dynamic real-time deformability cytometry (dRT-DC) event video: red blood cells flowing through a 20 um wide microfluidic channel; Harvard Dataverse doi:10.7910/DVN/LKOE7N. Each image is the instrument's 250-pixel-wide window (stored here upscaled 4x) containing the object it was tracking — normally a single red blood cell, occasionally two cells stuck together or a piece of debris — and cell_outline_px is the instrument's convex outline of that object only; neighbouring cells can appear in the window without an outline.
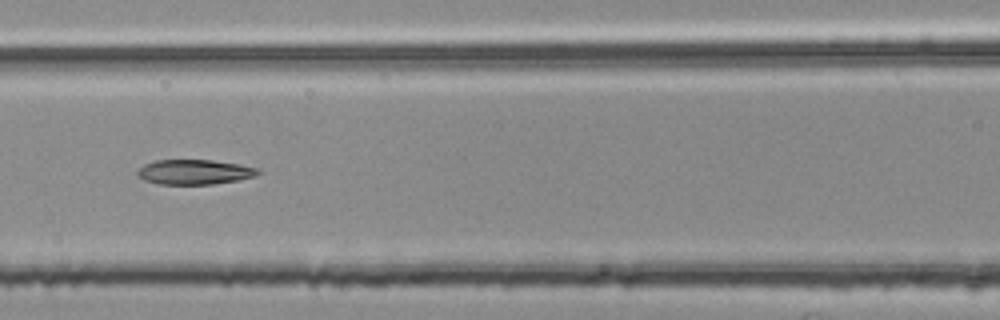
{"species": "common noctule bat (a hibernating species)", "species_latin": "Nyctalus noctula", "temperature_condition": "room temperature", "stored_images_in_passage": 53, "segment_of_instrument_passage": [2, 2], "camera_frame_rate_fps": 3000, "um_per_image_px": 0.085, "animal": {"sex": "female", "body_mass_g": 25.1}, "frame": {"image": 1, "passage_image": 22, "time_ms": 7.0, "image_size_px": [1000, 320], "cell_outline_px": [[260, 172], [252, 176], [240, 180], [216, 184], [160, 184], [144, 180], [136, 176], [136, 172], [144, 164], [156, 160], [212, 160], [240, 164], [260, 168]], "centroid_in_image_um": [16.53, 14.62], "position_along_channel_um": 150.1, "area_um2": 17.57}}
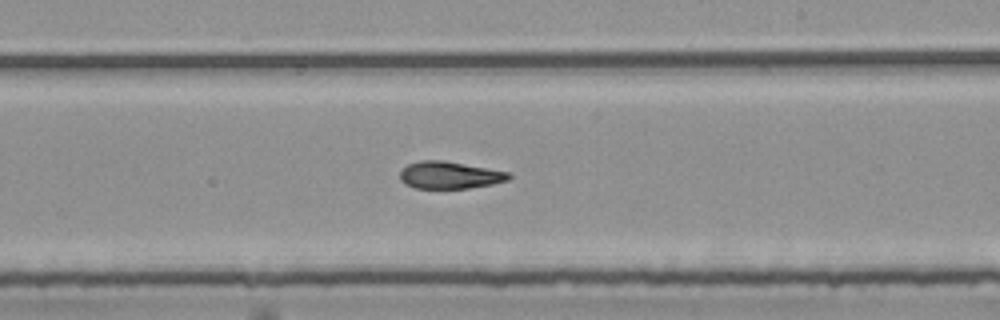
{"frame": {"image": 2, "passage_image": 30, "time_ms": 9.667, "image_size_px": [1000, 320], "cell_outline_px": [[512, 176], [508, 180], [492, 184], [468, 188], [416, 188], [404, 184], [400, 180], [400, 172], [408, 164], [420, 160], [444, 160], [508, 172]], "centroid_in_image_um": [38.2, 14.88], "position_along_channel_um": 250.8, "area_um2": 17.17}}
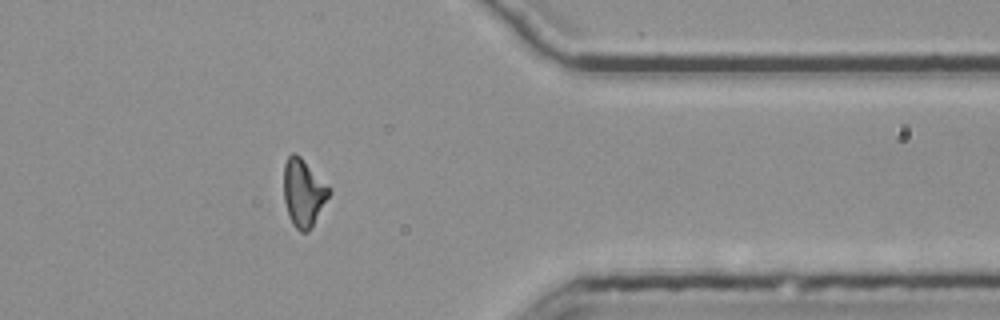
{"frame": {"image": 3, "passage_image": 42, "time_ms": 13.667, "image_size_px": [1000, 320], "cell_outline_px": [[332, 192], [312, 228], [308, 232], [300, 232], [292, 224], [288, 216], [284, 200], [284, 164], [288, 156], [292, 152], [296, 152], [332, 188]], "centroid_in_image_um": [25.81, 16.39], "position_along_channel_um": 385.6, "area_um2": 18.26}}